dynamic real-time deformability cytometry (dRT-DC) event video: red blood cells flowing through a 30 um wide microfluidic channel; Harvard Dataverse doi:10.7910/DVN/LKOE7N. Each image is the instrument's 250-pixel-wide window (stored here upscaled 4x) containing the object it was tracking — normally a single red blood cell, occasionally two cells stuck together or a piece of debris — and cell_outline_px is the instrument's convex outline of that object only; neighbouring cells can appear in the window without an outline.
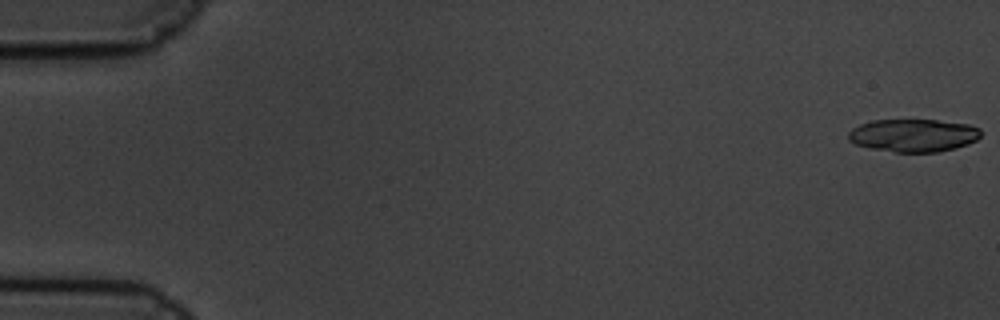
{"species": "common noctule bat (a hibernating species)", "species_latin": "Nyctalus noctula", "temperature_condition": "cold", "stored_images_in_passage": 16, "camera_frame_rate_fps": 3000, "um_per_image_px": 0.085, "animal": {"sex": "male", "body_mass_g": 19.5, "forearm_length_mm": 54.6}, "frame": {"image": 1, "passage_image": 1, "time_ms": 0.0, "image_size_px": [1000, 320], "cell_outline_px": [[980, 136], [976, 140], [968, 144], [956, 148], [936, 152], [896, 152], [868, 148], [856, 144], [848, 140], [848, 132], [852, 128], [860, 124], [872, 120], [936, 120], [968, 124], [980, 128]], "centroid_in_image_um": [77.62, 11.51], "position_along_channel_um": 7.4, "area_um2": 25.43}}
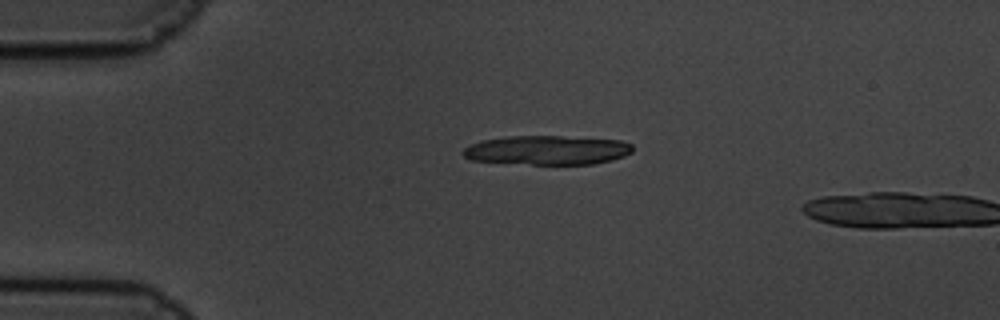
{"frame": {"image": 2, "passage_image": 14, "time_ms": 4.333, "image_size_px": [1000, 320], "cell_outline_px": [[632, 152], [624, 156], [612, 160], [592, 164], [532, 164], [472, 160], [464, 156], [460, 152], [468, 144], [480, 140], [508, 136], [560, 136], [620, 140], [632, 144]], "centroid_in_image_um": [46.48, 12.75], "position_along_channel_um": 38.5, "area_um2": 28.9}}